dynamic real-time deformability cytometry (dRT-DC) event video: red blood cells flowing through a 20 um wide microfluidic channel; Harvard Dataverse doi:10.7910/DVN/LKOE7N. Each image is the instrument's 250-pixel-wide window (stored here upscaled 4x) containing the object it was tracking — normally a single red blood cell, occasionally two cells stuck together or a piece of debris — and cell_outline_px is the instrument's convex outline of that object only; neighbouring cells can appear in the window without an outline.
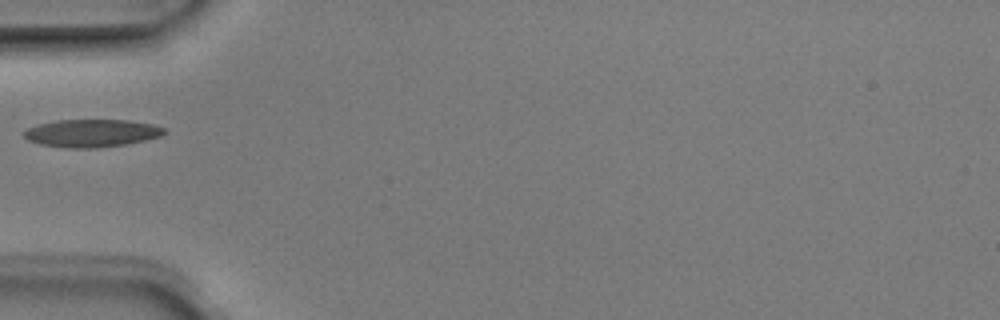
{"species": "Egyptian fruit bat (a non-hibernating species)", "species_latin": "Rousettus aegyptiacus", "temperature_condition": "room temperature", "stored_images_in_passage": 6, "camera_frame_rate_fps": 3000, "um_per_image_px": 0.085, "animal": {"sex": "male"}, "frame": {"image": 1, "passage_image": 4, "time_ms": 1.0, "image_size_px": [1000, 320], "cell_outline_px": [[168, 132], [160, 136], [144, 140], [124, 144], [96, 148], [72, 148], [40, 144], [28, 140], [24, 136], [24, 132], [28, 128], [36, 124], [56, 120], [128, 120], [152, 124], [164, 128]], "centroid_in_image_um": [7.78, 11.31], "position_along_channel_um": 77.2, "area_um2": 22.54}}
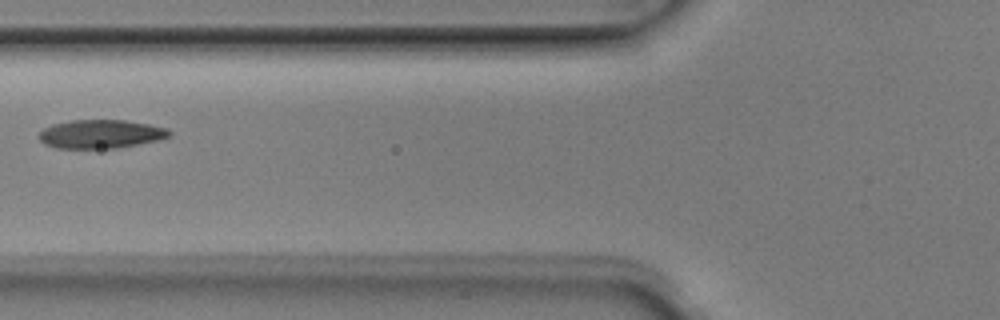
{"frame": {"image": 2, "passage_image": 5, "time_ms": 1.333, "image_size_px": [1000, 320], "cell_outline_px": [[172, 136], [156, 140], [116, 148], [56, 148], [44, 144], [40, 140], [40, 132], [44, 128], [52, 124], [72, 120], [124, 120], [148, 124], [168, 128], [172, 132]], "centroid_in_image_um": [8.57, 11.39], "position_along_channel_um": 117.2, "area_um2": 21.62}}
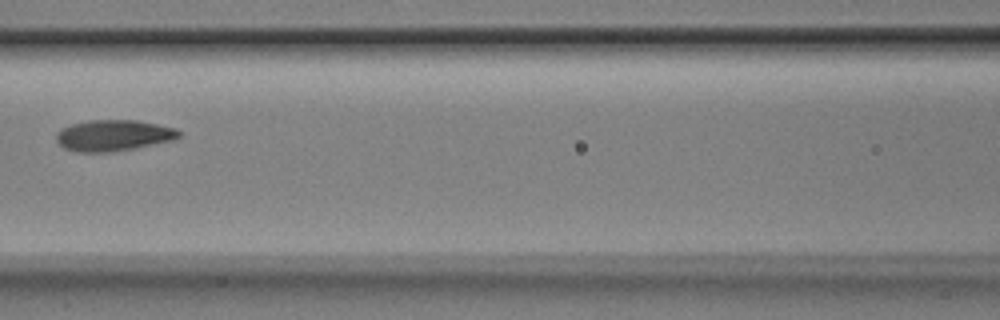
{"frame": {"image": 3, "passage_image": 6, "time_ms": 1.667, "image_size_px": [1000, 320], "cell_outline_px": [[180, 136], [172, 140], [112, 152], [80, 152], [64, 148], [56, 140], [56, 132], [60, 128], [72, 124], [88, 120], [136, 120], [176, 128], [180, 132]], "centroid_in_image_um": [9.6, 11.5], "position_along_channel_um": 157.0, "area_um2": 22.08}}